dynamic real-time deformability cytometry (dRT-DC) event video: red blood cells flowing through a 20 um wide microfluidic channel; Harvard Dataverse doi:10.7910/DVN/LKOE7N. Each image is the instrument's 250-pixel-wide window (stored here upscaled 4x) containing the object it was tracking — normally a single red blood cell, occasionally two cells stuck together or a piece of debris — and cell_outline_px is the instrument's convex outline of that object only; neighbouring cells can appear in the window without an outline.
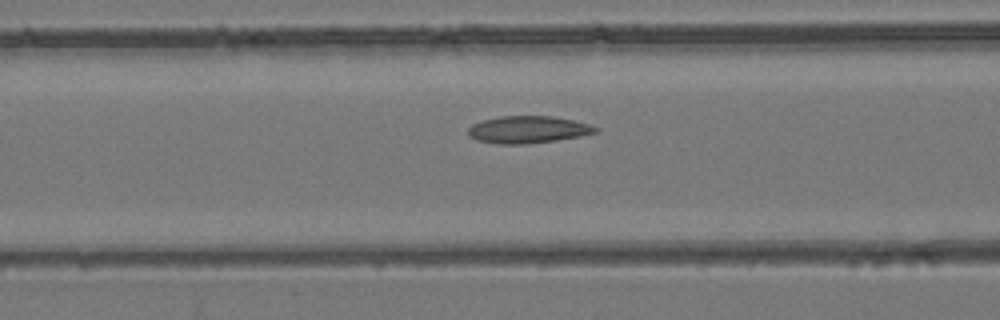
{"species": "common noctule bat (a hibernating species)", "species_latin": "Nyctalus noctula", "temperature_condition": "room temperature", "stored_images_in_passage": 45, "camera_frame_rate_fps": 3000, "um_per_image_px": 0.085, "animal": {"sex": "female", "body_mass_g": 24.6, "forearm_length_mm": 56.2}, "frame": {"image": 1, "passage_image": 20, "time_ms": 6.333, "image_size_px": [1000, 320], "cell_outline_px": [[600, 128], [596, 132], [580, 136], [556, 140], [528, 144], [500, 144], [476, 140], [468, 136], [468, 128], [472, 124], [480, 120], [500, 116], [552, 116], [572, 120], [588, 124]], "centroid_in_image_um": [44.83, 11.01], "position_along_channel_um": 121.8, "area_um2": 20.23}}
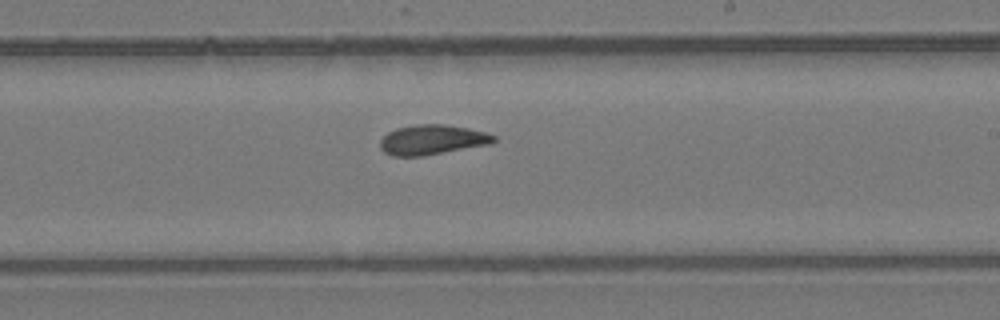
{"frame": {"image": 2, "passage_image": 30, "time_ms": 9.667, "image_size_px": [1000, 320], "cell_outline_px": [[496, 140], [488, 144], [420, 156], [392, 156], [384, 152], [380, 148], [380, 140], [388, 132], [396, 128], [416, 124], [444, 124], [468, 128], [484, 132], [496, 136]], "centroid_in_image_um": [36.69, 11.87], "position_along_channel_um": 252.3, "area_um2": 19.54}}
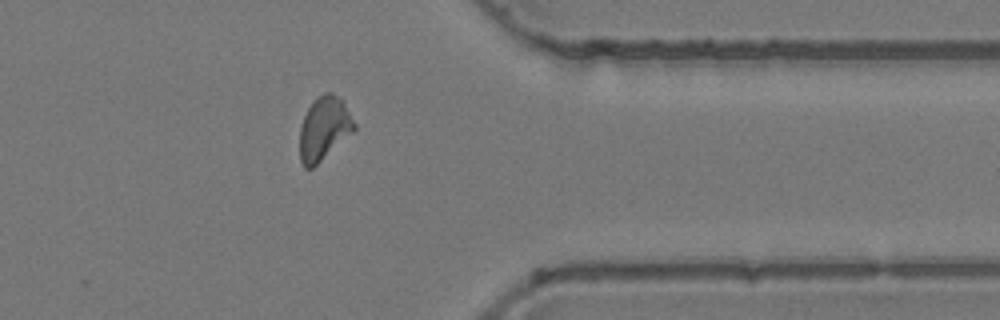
{"frame": {"image": 3, "passage_image": 41, "time_ms": 13.333, "image_size_px": [1000, 320], "cell_outline_px": [[356, 128], [352, 132], [312, 168], [304, 168], [300, 160], [300, 128], [304, 116], [308, 108], [316, 96], [324, 92], [332, 92], [344, 104], [356, 124]], "centroid_in_image_um": [27.52, 10.91], "position_along_channel_um": 383.9, "area_um2": 19.77}, "authors_computed_cell_mechanics": {"area_um2": 20.1722, "velocity_mm_per_s": 3.9198, "shape_relaxation_time_tau1_ms": null, "shape_relaxation_time_tau2_ms": 3.0566, "deformation_change_tau1": null, "deformation_change_tau2": 0.0863}}